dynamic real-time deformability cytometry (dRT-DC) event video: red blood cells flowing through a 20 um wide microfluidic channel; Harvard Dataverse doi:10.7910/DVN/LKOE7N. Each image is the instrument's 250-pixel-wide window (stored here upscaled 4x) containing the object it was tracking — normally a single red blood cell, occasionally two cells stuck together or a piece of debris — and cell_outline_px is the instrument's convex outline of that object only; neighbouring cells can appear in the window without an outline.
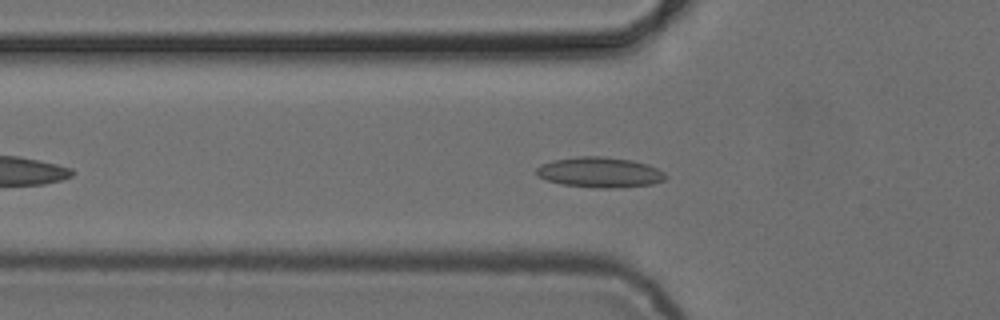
{"species": "common noctule bat (a hibernating species)", "species_latin": "Nyctalus noctula", "temperature_condition": "cold", "stored_images_in_passage": 36, "camera_frame_rate_fps": 3000, "um_per_image_px": 0.085, "animal": {"sex": "female", "body_mass_g": 24.6, "forearm_length_mm": 56.2}, "frame": {"image": 1, "passage_image": 9, "time_ms": 2.667, "image_size_px": [1000, 320], "cell_outline_px": [[668, 176], [664, 180], [652, 184], [616, 188], [600, 188], [564, 184], [548, 180], [536, 176], [536, 168], [540, 164], [552, 160], [576, 156], [604, 156], [632, 160], [648, 164], [664, 172]], "centroid_in_image_um": [50.98, 14.63], "position_along_channel_um": 74.8, "area_um2": 22.95}}
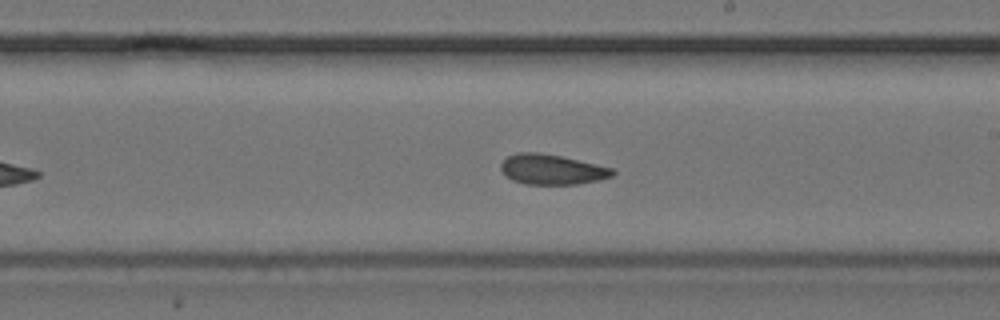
{"frame": {"image": 2, "passage_image": 22, "time_ms": 7.0, "image_size_px": [1000, 320], "cell_outline_px": [[616, 172], [612, 176], [600, 180], [576, 184], [524, 184], [512, 180], [500, 168], [500, 164], [508, 156], [516, 152], [540, 152], [560, 156], [596, 164], [612, 168]], "centroid_in_image_um": [46.91, 14.4], "position_along_channel_um": 242.1, "area_um2": 19.54}}
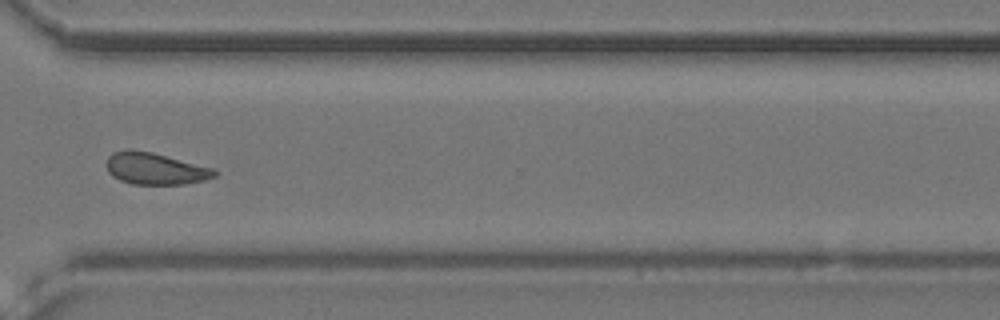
{"frame": {"image": 3, "passage_image": 31, "time_ms": 10.0, "image_size_px": [1000, 320], "cell_outline_px": [[216, 176], [204, 180], [184, 184], [132, 184], [120, 180], [112, 176], [108, 172], [108, 156], [112, 152], [124, 148], [132, 148], [152, 152], [212, 168], [216, 172]], "centroid_in_image_um": [13.14, 14.31], "position_along_channel_um": 357.5, "area_um2": 20.0}, "authors_computed_cell_mechanics": {"area_um2": 19.9121, "velocity_mm_per_s": 3.8485, "shape_relaxation_time_tau1_ms": null, "shape_relaxation_time_tau2_ms": 2.9784, "deformation_change_tau1": null, "deformation_change_tau2": 0.0911}}